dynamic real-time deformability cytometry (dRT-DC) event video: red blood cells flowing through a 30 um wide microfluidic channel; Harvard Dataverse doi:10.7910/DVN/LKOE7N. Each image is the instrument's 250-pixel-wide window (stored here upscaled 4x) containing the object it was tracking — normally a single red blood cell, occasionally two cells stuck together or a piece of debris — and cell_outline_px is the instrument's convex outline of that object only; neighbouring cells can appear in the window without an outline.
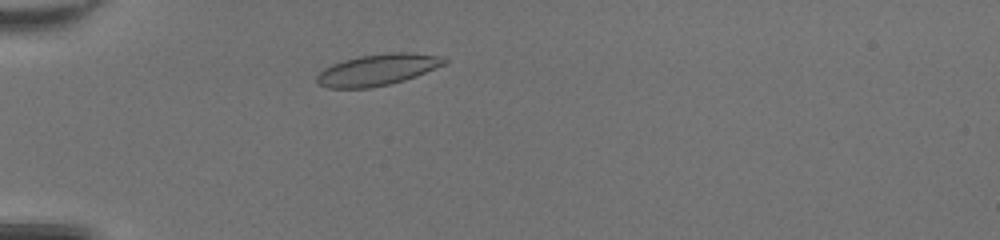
{"species": "common noctule bat (a hibernating species)", "species_latin": "Nyctalus noctula", "temperature_condition": "room temperature", "stored_images_in_passage": 40, "camera_frame_rate_fps": 3000, "um_per_image_px": 0.085, "animal": {"sex": "female", "body_mass_g": 20.0, "forearm_length_mm": 54.0}, "frame": {"image": 1, "passage_image": 6, "time_ms": 1.667, "image_size_px": [1000, 240], "cell_outline_px": [[448, 60], [444, 64], [416, 76], [404, 80], [388, 84], [368, 88], [328, 88], [316, 84], [316, 76], [324, 68], [332, 64], [344, 60], [360, 56], [388, 52], [412, 52], [440, 56]], "centroid_in_image_um": [32.06, 5.93], "position_along_channel_um": 52.9, "area_um2": 23.24}}
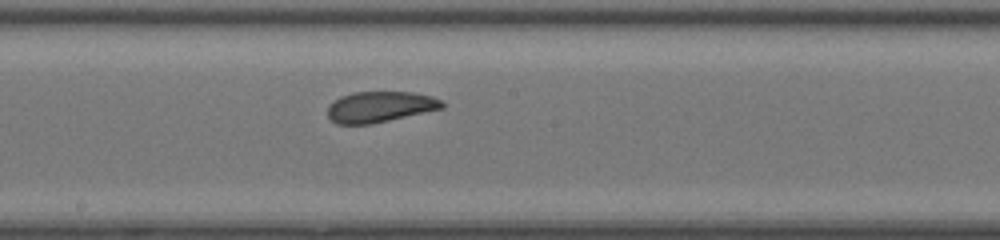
{"frame": {"image": 2, "passage_image": 19, "time_ms": 6.0, "image_size_px": [1000, 240], "cell_outline_px": [[444, 108], [372, 124], [336, 124], [328, 116], [328, 104], [340, 96], [352, 92], [412, 92], [432, 96], [440, 100], [444, 104]], "centroid_in_image_um": [32.28, 9.08], "position_along_channel_um": 215.9, "area_um2": 20.63}}
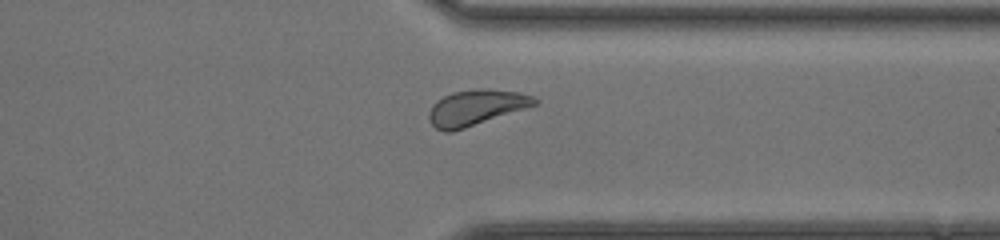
{"frame": {"image": 3, "passage_image": 30, "time_ms": 9.667, "image_size_px": [1000, 240], "cell_outline_px": [[540, 100], [536, 104], [452, 132], [444, 132], [436, 128], [428, 120], [428, 112], [432, 104], [436, 100], [452, 92], [488, 88], [516, 92], [532, 96]], "centroid_in_image_um": [40.4, 9.14], "position_along_channel_um": 371.0, "area_um2": 21.56}, "authors_computed_cell_mechanics": {"area_um2": 21.8773, "velocity_mm_per_s": 4.2401, "shape_relaxation_time_tau1_ms": 2.9609, "shape_relaxation_time_tau2_ms": 1.4973, "deformation_change_tau1": 0.0908, "deformation_change_tau2": 0.0752}}